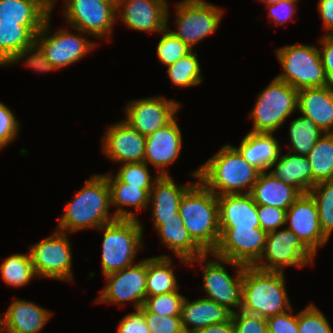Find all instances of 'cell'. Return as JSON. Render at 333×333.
Here are the masks:
<instances>
[{
    "label": "cell",
    "mask_w": 333,
    "mask_h": 333,
    "mask_svg": "<svg viewBox=\"0 0 333 333\" xmlns=\"http://www.w3.org/2000/svg\"><path fill=\"white\" fill-rule=\"evenodd\" d=\"M220 228H260L258 205L250 194L217 196Z\"/></svg>",
    "instance_id": "obj_24"
},
{
    "label": "cell",
    "mask_w": 333,
    "mask_h": 333,
    "mask_svg": "<svg viewBox=\"0 0 333 333\" xmlns=\"http://www.w3.org/2000/svg\"><path fill=\"white\" fill-rule=\"evenodd\" d=\"M143 224L137 219H116L102 225L101 267L104 276L135 264L136 254L143 248Z\"/></svg>",
    "instance_id": "obj_6"
},
{
    "label": "cell",
    "mask_w": 333,
    "mask_h": 333,
    "mask_svg": "<svg viewBox=\"0 0 333 333\" xmlns=\"http://www.w3.org/2000/svg\"><path fill=\"white\" fill-rule=\"evenodd\" d=\"M321 60L328 85L333 87V34H325L319 39Z\"/></svg>",
    "instance_id": "obj_50"
},
{
    "label": "cell",
    "mask_w": 333,
    "mask_h": 333,
    "mask_svg": "<svg viewBox=\"0 0 333 333\" xmlns=\"http://www.w3.org/2000/svg\"><path fill=\"white\" fill-rule=\"evenodd\" d=\"M275 53L283 68L277 79L297 90L328 85L320 50L315 45L289 44Z\"/></svg>",
    "instance_id": "obj_9"
},
{
    "label": "cell",
    "mask_w": 333,
    "mask_h": 333,
    "mask_svg": "<svg viewBox=\"0 0 333 333\" xmlns=\"http://www.w3.org/2000/svg\"><path fill=\"white\" fill-rule=\"evenodd\" d=\"M63 16L71 28L88 36L111 39L116 23V2L113 0H65ZM111 34V35H110Z\"/></svg>",
    "instance_id": "obj_13"
},
{
    "label": "cell",
    "mask_w": 333,
    "mask_h": 333,
    "mask_svg": "<svg viewBox=\"0 0 333 333\" xmlns=\"http://www.w3.org/2000/svg\"><path fill=\"white\" fill-rule=\"evenodd\" d=\"M298 0H281L273 5H268V19L274 22V25H284L289 19H292L293 15L296 14V4Z\"/></svg>",
    "instance_id": "obj_48"
},
{
    "label": "cell",
    "mask_w": 333,
    "mask_h": 333,
    "mask_svg": "<svg viewBox=\"0 0 333 333\" xmlns=\"http://www.w3.org/2000/svg\"><path fill=\"white\" fill-rule=\"evenodd\" d=\"M162 36L157 44L156 55L160 63L166 67L172 65L182 57L186 56L192 50L181 39L177 38L167 25V28L160 33Z\"/></svg>",
    "instance_id": "obj_39"
},
{
    "label": "cell",
    "mask_w": 333,
    "mask_h": 333,
    "mask_svg": "<svg viewBox=\"0 0 333 333\" xmlns=\"http://www.w3.org/2000/svg\"><path fill=\"white\" fill-rule=\"evenodd\" d=\"M115 174L121 182L144 188L148 193L159 178L158 174L157 177L151 176L149 166L145 162L121 164Z\"/></svg>",
    "instance_id": "obj_40"
},
{
    "label": "cell",
    "mask_w": 333,
    "mask_h": 333,
    "mask_svg": "<svg viewBox=\"0 0 333 333\" xmlns=\"http://www.w3.org/2000/svg\"><path fill=\"white\" fill-rule=\"evenodd\" d=\"M47 5H49L53 9L55 8L54 5L56 4V0H43Z\"/></svg>",
    "instance_id": "obj_54"
},
{
    "label": "cell",
    "mask_w": 333,
    "mask_h": 333,
    "mask_svg": "<svg viewBox=\"0 0 333 333\" xmlns=\"http://www.w3.org/2000/svg\"><path fill=\"white\" fill-rule=\"evenodd\" d=\"M317 7L322 18L326 34H333V0H319Z\"/></svg>",
    "instance_id": "obj_51"
},
{
    "label": "cell",
    "mask_w": 333,
    "mask_h": 333,
    "mask_svg": "<svg viewBox=\"0 0 333 333\" xmlns=\"http://www.w3.org/2000/svg\"><path fill=\"white\" fill-rule=\"evenodd\" d=\"M43 25H19L0 21V67L30 62L35 49V36Z\"/></svg>",
    "instance_id": "obj_20"
},
{
    "label": "cell",
    "mask_w": 333,
    "mask_h": 333,
    "mask_svg": "<svg viewBox=\"0 0 333 333\" xmlns=\"http://www.w3.org/2000/svg\"><path fill=\"white\" fill-rule=\"evenodd\" d=\"M117 333H150L144 313L140 309H135L123 316L117 326Z\"/></svg>",
    "instance_id": "obj_49"
},
{
    "label": "cell",
    "mask_w": 333,
    "mask_h": 333,
    "mask_svg": "<svg viewBox=\"0 0 333 333\" xmlns=\"http://www.w3.org/2000/svg\"><path fill=\"white\" fill-rule=\"evenodd\" d=\"M285 283L284 272L245 266L240 310L264 319L285 313L293 308Z\"/></svg>",
    "instance_id": "obj_5"
},
{
    "label": "cell",
    "mask_w": 333,
    "mask_h": 333,
    "mask_svg": "<svg viewBox=\"0 0 333 333\" xmlns=\"http://www.w3.org/2000/svg\"><path fill=\"white\" fill-rule=\"evenodd\" d=\"M315 255L287 227L267 233L264 250L253 267L284 272L286 267H304L312 264Z\"/></svg>",
    "instance_id": "obj_12"
},
{
    "label": "cell",
    "mask_w": 333,
    "mask_h": 333,
    "mask_svg": "<svg viewBox=\"0 0 333 333\" xmlns=\"http://www.w3.org/2000/svg\"><path fill=\"white\" fill-rule=\"evenodd\" d=\"M280 146L273 133L250 131L241 139L239 147L235 148L250 165L264 172L278 159L282 148Z\"/></svg>",
    "instance_id": "obj_28"
},
{
    "label": "cell",
    "mask_w": 333,
    "mask_h": 333,
    "mask_svg": "<svg viewBox=\"0 0 333 333\" xmlns=\"http://www.w3.org/2000/svg\"><path fill=\"white\" fill-rule=\"evenodd\" d=\"M309 194L317 204L322 232L330 238L333 232V181L317 183Z\"/></svg>",
    "instance_id": "obj_38"
},
{
    "label": "cell",
    "mask_w": 333,
    "mask_h": 333,
    "mask_svg": "<svg viewBox=\"0 0 333 333\" xmlns=\"http://www.w3.org/2000/svg\"><path fill=\"white\" fill-rule=\"evenodd\" d=\"M167 0H117L116 20L128 29L146 33H161L169 24Z\"/></svg>",
    "instance_id": "obj_17"
},
{
    "label": "cell",
    "mask_w": 333,
    "mask_h": 333,
    "mask_svg": "<svg viewBox=\"0 0 333 333\" xmlns=\"http://www.w3.org/2000/svg\"><path fill=\"white\" fill-rule=\"evenodd\" d=\"M250 195L257 205L287 210L302 194L293 186L283 183L268 171H264L260 172Z\"/></svg>",
    "instance_id": "obj_30"
},
{
    "label": "cell",
    "mask_w": 333,
    "mask_h": 333,
    "mask_svg": "<svg viewBox=\"0 0 333 333\" xmlns=\"http://www.w3.org/2000/svg\"><path fill=\"white\" fill-rule=\"evenodd\" d=\"M0 316V333H40L53 316L33 301L14 299Z\"/></svg>",
    "instance_id": "obj_22"
},
{
    "label": "cell",
    "mask_w": 333,
    "mask_h": 333,
    "mask_svg": "<svg viewBox=\"0 0 333 333\" xmlns=\"http://www.w3.org/2000/svg\"><path fill=\"white\" fill-rule=\"evenodd\" d=\"M101 140L102 152L115 164L144 162L146 137L123 119L108 126Z\"/></svg>",
    "instance_id": "obj_19"
},
{
    "label": "cell",
    "mask_w": 333,
    "mask_h": 333,
    "mask_svg": "<svg viewBox=\"0 0 333 333\" xmlns=\"http://www.w3.org/2000/svg\"><path fill=\"white\" fill-rule=\"evenodd\" d=\"M268 170L273 177L293 186L301 194H307L312 189V167L306 156L290 152L281 155L280 151L278 159Z\"/></svg>",
    "instance_id": "obj_29"
},
{
    "label": "cell",
    "mask_w": 333,
    "mask_h": 333,
    "mask_svg": "<svg viewBox=\"0 0 333 333\" xmlns=\"http://www.w3.org/2000/svg\"><path fill=\"white\" fill-rule=\"evenodd\" d=\"M324 133L312 120L301 114L290 122L288 152L307 157Z\"/></svg>",
    "instance_id": "obj_35"
},
{
    "label": "cell",
    "mask_w": 333,
    "mask_h": 333,
    "mask_svg": "<svg viewBox=\"0 0 333 333\" xmlns=\"http://www.w3.org/2000/svg\"><path fill=\"white\" fill-rule=\"evenodd\" d=\"M213 259L207 260L209 253L197 257L188 262L189 267L195 266V262L202 264V282L203 290L207 295L205 298L211 299L214 302L226 307L232 313L235 312L232 308L241 309L242 304V289H243V274L245 266L230 260L222 259L214 256ZM215 257V259H214ZM229 264L236 270L234 277L227 272L225 265Z\"/></svg>",
    "instance_id": "obj_8"
},
{
    "label": "cell",
    "mask_w": 333,
    "mask_h": 333,
    "mask_svg": "<svg viewBox=\"0 0 333 333\" xmlns=\"http://www.w3.org/2000/svg\"><path fill=\"white\" fill-rule=\"evenodd\" d=\"M297 325L299 333H333L326 316L313 302L297 313Z\"/></svg>",
    "instance_id": "obj_42"
},
{
    "label": "cell",
    "mask_w": 333,
    "mask_h": 333,
    "mask_svg": "<svg viewBox=\"0 0 333 333\" xmlns=\"http://www.w3.org/2000/svg\"><path fill=\"white\" fill-rule=\"evenodd\" d=\"M172 261L167 254L147 258L146 297L179 290Z\"/></svg>",
    "instance_id": "obj_33"
},
{
    "label": "cell",
    "mask_w": 333,
    "mask_h": 333,
    "mask_svg": "<svg viewBox=\"0 0 333 333\" xmlns=\"http://www.w3.org/2000/svg\"><path fill=\"white\" fill-rule=\"evenodd\" d=\"M70 202L66 203L62 217H59L56 230L77 232L82 229H98L102 225L116 220L110 213V190L103 174H95L87 179L85 184Z\"/></svg>",
    "instance_id": "obj_4"
},
{
    "label": "cell",
    "mask_w": 333,
    "mask_h": 333,
    "mask_svg": "<svg viewBox=\"0 0 333 333\" xmlns=\"http://www.w3.org/2000/svg\"><path fill=\"white\" fill-rule=\"evenodd\" d=\"M286 225L314 255L329 241L320 226L317 204L309 193L302 194L287 209Z\"/></svg>",
    "instance_id": "obj_18"
},
{
    "label": "cell",
    "mask_w": 333,
    "mask_h": 333,
    "mask_svg": "<svg viewBox=\"0 0 333 333\" xmlns=\"http://www.w3.org/2000/svg\"><path fill=\"white\" fill-rule=\"evenodd\" d=\"M182 138L174 117L167 125L146 137L144 162L148 166L153 165L159 176H169L166 167L178 159L183 145Z\"/></svg>",
    "instance_id": "obj_21"
},
{
    "label": "cell",
    "mask_w": 333,
    "mask_h": 333,
    "mask_svg": "<svg viewBox=\"0 0 333 333\" xmlns=\"http://www.w3.org/2000/svg\"><path fill=\"white\" fill-rule=\"evenodd\" d=\"M259 174L231 144H225L198 168V179L216 196L250 194Z\"/></svg>",
    "instance_id": "obj_3"
},
{
    "label": "cell",
    "mask_w": 333,
    "mask_h": 333,
    "mask_svg": "<svg viewBox=\"0 0 333 333\" xmlns=\"http://www.w3.org/2000/svg\"><path fill=\"white\" fill-rule=\"evenodd\" d=\"M150 333H185L180 315L160 316L149 312L144 306L140 308Z\"/></svg>",
    "instance_id": "obj_43"
},
{
    "label": "cell",
    "mask_w": 333,
    "mask_h": 333,
    "mask_svg": "<svg viewBox=\"0 0 333 333\" xmlns=\"http://www.w3.org/2000/svg\"><path fill=\"white\" fill-rule=\"evenodd\" d=\"M286 211L287 210L274 206L258 205L260 228L266 233H269L285 226Z\"/></svg>",
    "instance_id": "obj_46"
},
{
    "label": "cell",
    "mask_w": 333,
    "mask_h": 333,
    "mask_svg": "<svg viewBox=\"0 0 333 333\" xmlns=\"http://www.w3.org/2000/svg\"><path fill=\"white\" fill-rule=\"evenodd\" d=\"M174 9L177 29L170 31L192 49L217 31L224 12L206 0H182Z\"/></svg>",
    "instance_id": "obj_10"
},
{
    "label": "cell",
    "mask_w": 333,
    "mask_h": 333,
    "mask_svg": "<svg viewBox=\"0 0 333 333\" xmlns=\"http://www.w3.org/2000/svg\"><path fill=\"white\" fill-rule=\"evenodd\" d=\"M19 127L14 112L0 101V150L17 139Z\"/></svg>",
    "instance_id": "obj_44"
},
{
    "label": "cell",
    "mask_w": 333,
    "mask_h": 333,
    "mask_svg": "<svg viewBox=\"0 0 333 333\" xmlns=\"http://www.w3.org/2000/svg\"><path fill=\"white\" fill-rule=\"evenodd\" d=\"M181 103L162 96H151L128 101L123 119L147 137L167 125L178 113Z\"/></svg>",
    "instance_id": "obj_15"
},
{
    "label": "cell",
    "mask_w": 333,
    "mask_h": 333,
    "mask_svg": "<svg viewBox=\"0 0 333 333\" xmlns=\"http://www.w3.org/2000/svg\"><path fill=\"white\" fill-rule=\"evenodd\" d=\"M312 167V187L333 181V133L325 132L307 155Z\"/></svg>",
    "instance_id": "obj_34"
},
{
    "label": "cell",
    "mask_w": 333,
    "mask_h": 333,
    "mask_svg": "<svg viewBox=\"0 0 333 333\" xmlns=\"http://www.w3.org/2000/svg\"><path fill=\"white\" fill-rule=\"evenodd\" d=\"M232 312L208 298L189 301L184 298L180 319L185 333H196L211 324L228 322Z\"/></svg>",
    "instance_id": "obj_26"
},
{
    "label": "cell",
    "mask_w": 333,
    "mask_h": 333,
    "mask_svg": "<svg viewBox=\"0 0 333 333\" xmlns=\"http://www.w3.org/2000/svg\"><path fill=\"white\" fill-rule=\"evenodd\" d=\"M0 273L3 282L13 288L23 287L37 277L29 252L27 254L14 253L7 257L0 265Z\"/></svg>",
    "instance_id": "obj_36"
},
{
    "label": "cell",
    "mask_w": 333,
    "mask_h": 333,
    "mask_svg": "<svg viewBox=\"0 0 333 333\" xmlns=\"http://www.w3.org/2000/svg\"><path fill=\"white\" fill-rule=\"evenodd\" d=\"M220 239L212 254L222 259L253 266L262 255L267 233L261 228H220Z\"/></svg>",
    "instance_id": "obj_16"
},
{
    "label": "cell",
    "mask_w": 333,
    "mask_h": 333,
    "mask_svg": "<svg viewBox=\"0 0 333 333\" xmlns=\"http://www.w3.org/2000/svg\"><path fill=\"white\" fill-rule=\"evenodd\" d=\"M235 333H268L266 319L242 310L232 313Z\"/></svg>",
    "instance_id": "obj_45"
},
{
    "label": "cell",
    "mask_w": 333,
    "mask_h": 333,
    "mask_svg": "<svg viewBox=\"0 0 333 333\" xmlns=\"http://www.w3.org/2000/svg\"><path fill=\"white\" fill-rule=\"evenodd\" d=\"M293 309L285 313L267 318L268 333H299L297 325V314H292Z\"/></svg>",
    "instance_id": "obj_47"
},
{
    "label": "cell",
    "mask_w": 333,
    "mask_h": 333,
    "mask_svg": "<svg viewBox=\"0 0 333 333\" xmlns=\"http://www.w3.org/2000/svg\"><path fill=\"white\" fill-rule=\"evenodd\" d=\"M196 333H235L233 322L230 319L228 322L208 325L205 328L199 329Z\"/></svg>",
    "instance_id": "obj_52"
},
{
    "label": "cell",
    "mask_w": 333,
    "mask_h": 333,
    "mask_svg": "<svg viewBox=\"0 0 333 333\" xmlns=\"http://www.w3.org/2000/svg\"><path fill=\"white\" fill-rule=\"evenodd\" d=\"M67 235L55 229L53 235L30 245L28 252L38 278L72 283V243Z\"/></svg>",
    "instance_id": "obj_11"
},
{
    "label": "cell",
    "mask_w": 333,
    "mask_h": 333,
    "mask_svg": "<svg viewBox=\"0 0 333 333\" xmlns=\"http://www.w3.org/2000/svg\"><path fill=\"white\" fill-rule=\"evenodd\" d=\"M147 258L120 271L104 276L106 284L95 299L96 303L125 305L131 301L140 309L146 299Z\"/></svg>",
    "instance_id": "obj_14"
},
{
    "label": "cell",
    "mask_w": 333,
    "mask_h": 333,
    "mask_svg": "<svg viewBox=\"0 0 333 333\" xmlns=\"http://www.w3.org/2000/svg\"><path fill=\"white\" fill-rule=\"evenodd\" d=\"M298 90L274 77L259 92L255 105L248 115L252 119L251 132L275 133L290 115L297 110Z\"/></svg>",
    "instance_id": "obj_7"
},
{
    "label": "cell",
    "mask_w": 333,
    "mask_h": 333,
    "mask_svg": "<svg viewBox=\"0 0 333 333\" xmlns=\"http://www.w3.org/2000/svg\"><path fill=\"white\" fill-rule=\"evenodd\" d=\"M52 8L43 0H0V21L43 25Z\"/></svg>",
    "instance_id": "obj_32"
},
{
    "label": "cell",
    "mask_w": 333,
    "mask_h": 333,
    "mask_svg": "<svg viewBox=\"0 0 333 333\" xmlns=\"http://www.w3.org/2000/svg\"><path fill=\"white\" fill-rule=\"evenodd\" d=\"M259 1L264 3L265 6H268V5H273L281 0H259Z\"/></svg>",
    "instance_id": "obj_53"
},
{
    "label": "cell",
    "mask_w": 333,
    "mask_h": 333,
    "mask_svg": "<svg viewBox=\"0 0 333 333\" xmlns=\"http://www.w3.org/2000/svg\"><path fill=\"white\" fill-rule=\"evenodd\" d=\"M195 183L184 193L179 215L192 239L206 252L213 253L220 239L217 196L199 179L198 168L191 171Z\"/></svg>",
    "instance_id": "obj_2"
},
{
    "label": "cell",
    "mask_w": 333,
    "mask_h": 333,
    "mask_svg": "<svg viewBox=\"0 0 333 333\" xmlns=\"http://www.w3.org/2000/svg\"><path fill=\"white\" fill-rule=\"evenodd\" d=\"M194 52L192 50L186 56L166 67V74L172 85L187 88L202 83V69L197 58V52Z\"/></svg>",
    "instance_id": "obj_37"
},
{
    "label": "cell",
    "mask_w": 333,
    "mask_h": 333,
    "mask_svg": "<svg viewBox=\"0 0 333 333\" xmlns=\"http://www.w3.org/2000/svg\"><path fill=\"white\" fill-rule=\"evenodd\" d=\"M194 184H177L173 177L159 176L149 192L152 222L155 230L162 224V220L180 219L179 205L184 193Z\"/></svg>",
    "instance_id": "obj_23"
},
{
    "label": "cell",
    "mask_w": 333,
    "mask_h": 333,
    "mask_svg": "<svg viewBox=\"0 0 333 333\" xmlns=\"http://www.w3.org/2000/svg\"><path fill=\"white\" fill-rule=\"evenodd\" d=\"M51 21L50 14L35 36L34 53L27 65L35 72L47 73L76 64L97 46V43L85 38L88 34L78 29H75L77 33H71L62 28L50 34Z\"/></svg>",
    "instance_id": "obj_1"
},
{
    "label": "cell",
    "mask_w": 333,
    "mask_h": 333,
    "mask_svg": "<svg viewBox=\"0 0 333 333\" xmlns=\"http://www.w3.org/2000/svg\"><path fill=\"white\" fill-rule=\"evenodd\" d=\"M297 110L312 120L321 130L333 133V87L298 90Z\"/></svg>",
    "instance_id": "obj_25"
},
{
    "label": "cell",
    "mask_w": 333,
    "mask_h": 333,
    "mask_svg": "<svg viewBox=\"0 0 333 333\" xmlns=\"http://www.w3.org/2000/svg\"><path fill=\"white\" fill-rule=\"evenodd\" d=\"M103 175L109 186L111 207H117L113 212L116 219L137 220L140 213L138 210H147L149 206V193L144 188L121 182L112 171ZM125 206L135 208L136 211L128 210Z\"/></svg>",
    "instance_id": "obj_27"
},
{
    "label": "cell",
    "mask_w": 333,
    "mask_h": 333,
    "mask_svg": "<svg viewBox=\"0 0 333 333\" xmlns=\"http://www.w3.org/2000/svg\"><path fill=\"white\" fill-rule=\"evenodd\" d=\"M161 243L176 255L184 264L190 260L203 256L206 252L192 239L184 227L182 219L162 220L156 229Z\"/></svg>",
    "instance_id": "obj_31"
},
{
    "label": "cell",
    "mask_w": 333,
    "mask_h": 333,
    "mask_svg": "<svg viewBox=\"0 0 333 333\" xmlns=\"http://www.w3.org/2000/svg\"><path fill=\"white\" fill-rule=\"evenodd\" d=\"M185 296L179 291L146 297L143 306L149 311L162 316L181 315Z\"/></svg>",
    "instance_id": "obj_41"
}]
</instances>
